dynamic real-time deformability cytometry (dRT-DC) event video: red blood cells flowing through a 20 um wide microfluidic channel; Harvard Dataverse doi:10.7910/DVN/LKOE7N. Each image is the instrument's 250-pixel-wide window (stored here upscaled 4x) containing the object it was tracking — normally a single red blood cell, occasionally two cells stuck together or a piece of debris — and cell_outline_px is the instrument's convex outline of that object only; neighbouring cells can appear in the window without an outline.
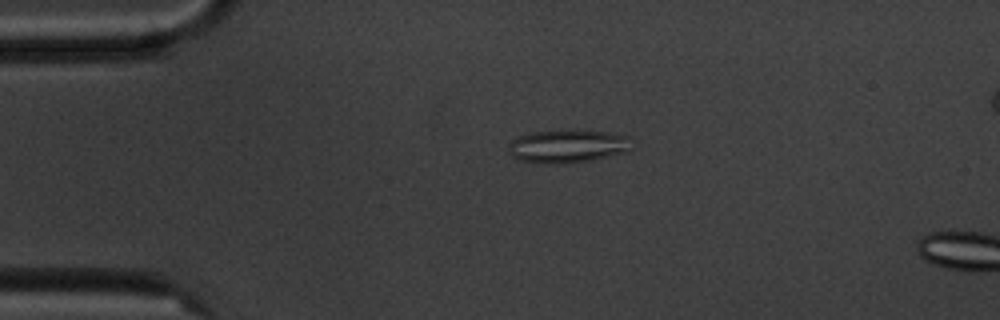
{"species": "common noctule bat (a hibernating species)", "species_latin": "Nyctalus noctula", "temperature_condition": "cold", "stored_images_in_passage": 3, "camera_frame_rate_fps": 3000, "um_per_image_px": 0.085, "animal": {"sex": "male", "body_mass_g": 20.1, "forearm_length_mm": 53.5}, "frame": {"image": 1, "passage_image": 2, "time_ms": 1.0, "image_size_px": [1000, 320], "cell_outline_px": [[628, 136], [624, 152], [592, 160], [564, 164], [544, 164], [516, 160], [512, 156], [512, 140], [520, 136], [532, 132], [572, 128], [608, 132]], "centroid_in_image_um": [48.19, 12.41], "position_along_channel_um": 36.8, "area_um2": 23.7}}